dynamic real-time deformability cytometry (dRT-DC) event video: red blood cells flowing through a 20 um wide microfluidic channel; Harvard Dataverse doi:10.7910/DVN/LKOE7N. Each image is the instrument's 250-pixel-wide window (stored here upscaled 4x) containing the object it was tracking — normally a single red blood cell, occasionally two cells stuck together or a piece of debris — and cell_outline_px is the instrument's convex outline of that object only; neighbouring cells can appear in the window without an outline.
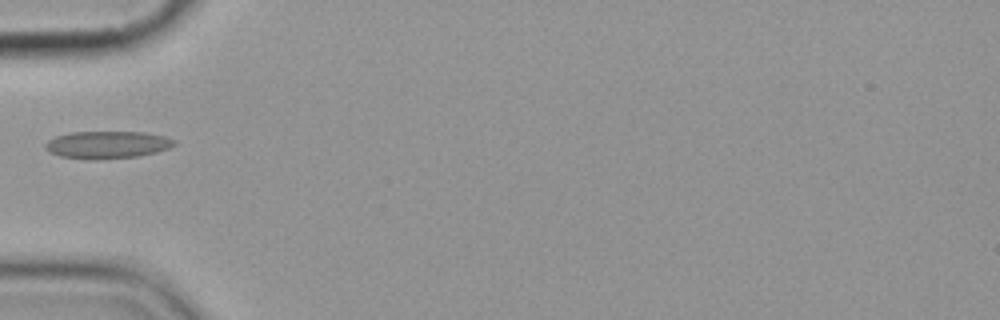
{"species": "common noctule bat (a hibernating species)", "species_latin": "Nyctalus noctula", "temperature_condition": "cold", "stored_images_in_passage": 6, "camera_frame_rate_fps": 3000, "um_per_image_px": 0.085, "animal": {"sex": "female", "body_mass_g": 19.9}, "frame": {"image": 1, "passage_image": 6, "time_ms": 5.667, "image_size_px": [1000, 320], "cell_outline_px": [[176, 144], [168, 148], [156, 152], [136, 156], [96, 160], [88, 160], [60, 156], [48, 152], [44, 148], [44, 144], [48, 140], [56, 136], [72, 132], [144, 132], [164, 136], [176, 140]], "centroid_in_image_um": [9.08, 12.31], "position_along_channel_um": 75.9, "area_um2": 20.69}}